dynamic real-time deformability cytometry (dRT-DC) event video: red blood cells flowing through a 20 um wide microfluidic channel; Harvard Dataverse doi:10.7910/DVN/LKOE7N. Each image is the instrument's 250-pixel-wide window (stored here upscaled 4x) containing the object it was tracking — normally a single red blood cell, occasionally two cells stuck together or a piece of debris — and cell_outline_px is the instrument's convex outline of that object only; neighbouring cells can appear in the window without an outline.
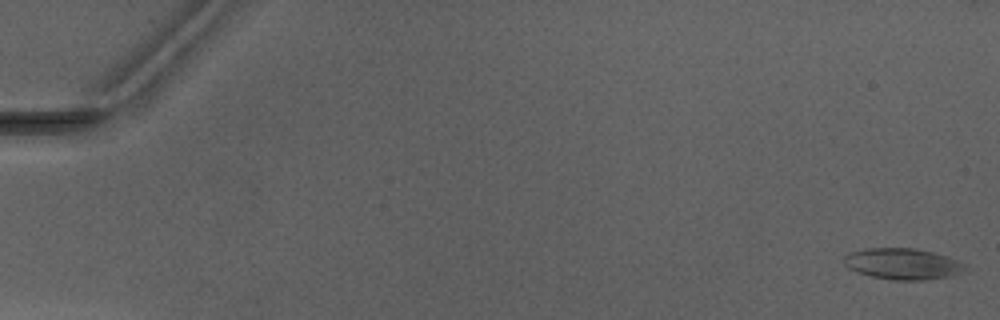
{"species": "Egyptian fruit bat (a non-hibernating species)", "species_latin": "Rousettus aegyptiacus", "temperature_condition": "warm", "stored_images_in_passage": 4, "camera_frame_rate_fps": 3000, "um_per_image_px": 0.085, "animal": {"sex": "male"}, "frame": {"image": 1, "passage_image": 1, "time_ms": 0.0, "image_size_px": [1000, 320], "cell_outline_px": [[968, 268], [964, 272], [948, 276], [924, 280], [892, 280], [872, 276], [856, 272], [848, 268], [844, 264], [844, 256], [848, 252], [864, 248], [916, 248], [932, 252], [956, 260], [964, 264]], "centroid_in_image_um": [76.69, 22.42], "position_along_channel_um": 8.3, "area_um2": 22.02}}